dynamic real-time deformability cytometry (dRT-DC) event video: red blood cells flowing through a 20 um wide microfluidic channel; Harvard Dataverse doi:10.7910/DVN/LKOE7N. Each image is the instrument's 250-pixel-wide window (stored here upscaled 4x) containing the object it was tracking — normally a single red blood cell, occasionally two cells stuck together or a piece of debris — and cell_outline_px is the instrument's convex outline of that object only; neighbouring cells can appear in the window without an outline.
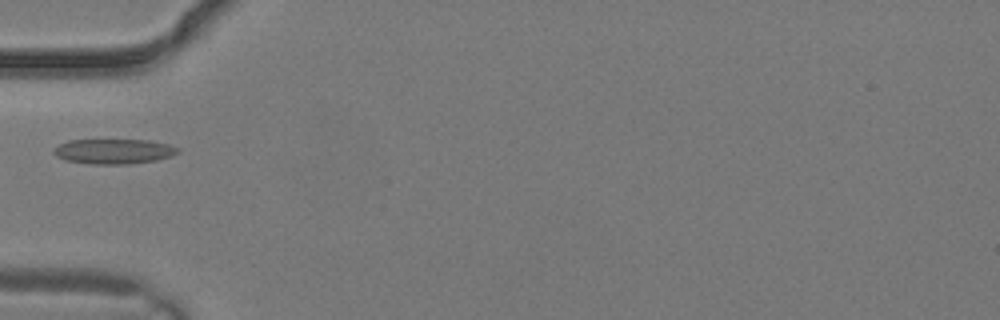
{"species": "common noctule bat (a hibernating species)", "species_latin": "Nyctalus noctula", "temperature_condition": "warm", "stored_images_in_passage": 1, "camera_frame_rate_fps": 3000, "um_per_image_px": 0.085, "animal": {"sex": "male", "body_mass_g": 19.2, "forearm_length_mm": 51.8}, "frame": {"image": 1, "passage_image": 1, "time_ms": 0.0, "image_size_px": [1000, 320], "cell_outline_px": [[180, 152], [172, 156], [156, 160], [128, 164], [92, 164], [64, 160], [56, 156], [52, 152], [52, 148], [68, 140], [152, 140], [168, 144], [180, 148]], "centroid_in_image_um": [9.67, 12.86], "position_along_channel_um": 75.3, "area_um2": 18.26}}